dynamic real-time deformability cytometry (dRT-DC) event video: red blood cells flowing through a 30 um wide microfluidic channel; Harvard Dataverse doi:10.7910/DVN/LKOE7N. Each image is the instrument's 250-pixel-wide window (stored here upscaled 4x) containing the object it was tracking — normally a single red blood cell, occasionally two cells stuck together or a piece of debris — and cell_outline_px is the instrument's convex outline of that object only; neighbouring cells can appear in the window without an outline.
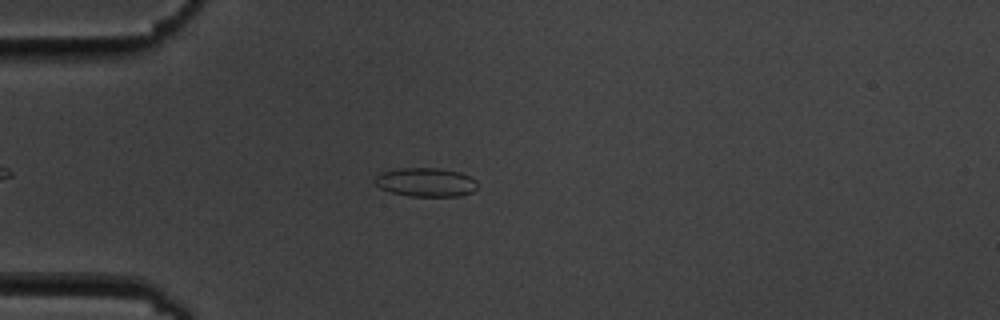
{"species": "common noctule bat (a hibernating species)", "species_latin": "Nyctalus noctula", "temperature_condition": "cold", "stored_images_in_passage": 14, "camera_frame_rate_fps": 3000, "um_per_image_px": 0.085, "animal": {"sex": "male", "body_mass_g": 19.5, "forearm_length_mm": 54.6}, "frame": {"image": 1, "passage_image": 3, "time_ms": 3.333, "image_size_px": [1000, 320], "cell_outline_px": [[476, 188], [472, 192], [460, 196], [408, 196], [388, 192], [380, 188], [372, 180], [380, 172], [396, 168], [440, 168], [460, 172], [472, 176], [476, 180]], "centroid_in_image_um": [36.17, 15.48], "position_along_channel_um": 48.8, "area_um2": 17.57}}
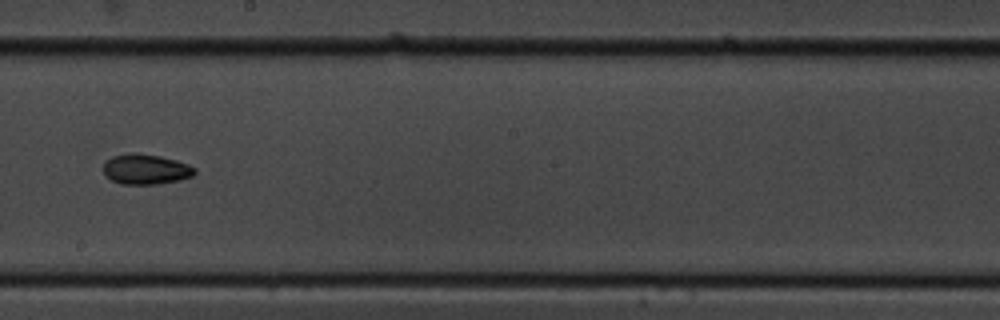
{"frame": {"image": 2, "passage_image": 8, "time_ms": 9.0, "image_size_px": [1000, 320], "cell_outline_px": [[196, 172], [192, 176], [180, 180], [156, 184], [120, 184], [104, 176], [104, 164], [112, 156], [132, 152], [136, 152], [160, 156], [176, 160], [188, 164], [196, 168]], "centroid_in_image_um": [12.39, 14.38], "position_along_channel_um": 235.8, "area_um2": 16.18}}
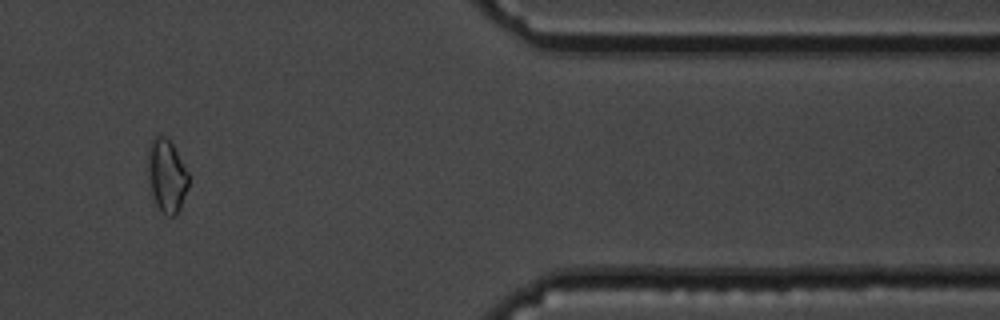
{"frame": {"image": 3, "passage_image": 12, "time_ms": 14.333, "image_size_px": [1000, 320], "cell_outline_px": [[188, 188], [180, 208], [172, 216], [168, 216], [156, 204], [152, 192], [148, 176], [148, 144], [156, 136], [164, 136], [172, 144], [188, 172]], "centroid_in_image_um": [14.17, 14.91], "position_along_channel_um": 397.2, "area_um2": 16.88}, "authors_computed_cell_mechanics": {"area_um2": 16.5308, "velocity_mm_per_s": 3.5554, "shape_relaxation_time_tau1_ms": 2.0928, "shape_relaxation_time_tau2_ms": null, "deformation_change_tau1": 0.084, "deformation_change_tau2": null}}